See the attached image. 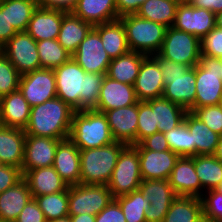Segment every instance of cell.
Here are the masks:
<instances>
[{
	"mask_svg": "<svg viewBox=\"0 0 222 222\" xmlns=\"http://www.w3.org/2000/svg\"><path fill=\"white\" fill-rule=\"evenodd\" d=\"M139 189L150 202V207L145 211L146 222H163L171 203L177 197L169 181L142 180Z\"/></svg>",
	"mask_w": 222,
	"mask_h": 222,
	"instance_id": "13",
	"label": "cell"
},
{
	"mask_svg": "<svg viewBox=\"0 0 222 222\" xmlns=\"http://www.w3.org/2000/svg\"><path fill=\"white\" fill-rule=\"evenodd\" d=\"M37 7L36 0H7V19L17 32H24Z\"/></svg>",
	"mask_w": 222,
	"mask_h": 222,
	"instance_id": "40",
	"label": "cell"
},
{
	"mask_svg": "<svg viewBox=\"0 0 222 222\" xmlns=\"http://www.w3.org/2000/svg\"><path fill=\"white\" fill-rule=\"evenodd\" d=\"M220 193H222V183L216 188Z\"/></svg>",
	"mask_w": 222,
	"mask_h": 222,
	"instance_id": "60",
	"label": "cell"
},
{
	"mask_svg": "<svg viewBox=\"0 0 222 222\" xmlns=\"http://www.w3.org/2000/svg\"><path fill=\"white\" fill-rule=\"evenodd\" d=\"M113 139L126 145H136L138 126V102L136 104L105 111Z\"/></svg>",
	"mask_w": 222,
	"mask_h": 222,
	"instance_id": "18",
	"label": "cell"
},
{
	"mask_svg": "<svg viewBox=\"0 0 222 222\" xmlns=\"http://www.w3.org/2000/svg\"><path fill=\"white\" fill-rule=\"evenodd\" d=\"M69 216L89 214L96 216L114 198L107 185L78 184L68 186Z\"/></svg>",
	"mask_w": 222,
	"mask_h": 222,
	"instance_id": "9",
	"label": "cell"
},
{
	"mask_svg": "<svg viewBox=\"0 0 222 222\" xmlns=\"http://www.w3.org/2000/svg\"><path fill=\"white\" fill-rule=\"evenodd\" d=\"M136 149H149L152 151L170 150L164 133L157 132L142 139L138 144L133 145Z\"/></svg>",
	"mask_w": 222,
	"mask_h": 222,
	"instance_id": "50",
	"label": "cell"
},
{
	"mask_svg": "<svg viewBox=\"0 0 222 222\" xmlns=\"http://www.w3.org/2000/svg\"><path fill=\"white\" fill-rule=\"evenodd\" d=\"M158 54L164 59L186 64L192 68L200 62V40L173 26L168 27Z\"/></svg>",
	"mask_w": 222,
	"mask_h": 222,
	"instance_id": "10",
	"label": "cell"
},
{
	"mask_svg": "<svg viewBox=\"0 0 222 222\" xmlns=\"http://www.w3.org/2000/svg\"><path fill=\"white\" fill-rule=\"evenodd\" d=\"M20 76L17 69L0 51V98L18 90Z\"/></svg>",
	"mask_w": 222,
	"mask_h": 222,
	"instance_id": "43",
	"label": "cell"
},
{
	"mask_svg": "<svg viewBox=\"0 0 222 222\" xmlns=\"http://www.w3.org/2000/svg\"><path fill=\"white\" fill-rule=\"evenodd\" d=\"M141 181L138 150L133 145H126L118 156L107 187L115 199L139 189Z\"/></svg>",
	"mask_w": 222,
	"mask_h": 222,
	"instance_id": "8",
	"label": "cell"
},
{
	"mask_svg": "<svg viewBox=\"0 0 222 222\" xmlns=\"http://www.w3.org/2000/svg\"><path fill=\"white\" fill-rule=\"evenodd\" d=\"M72 58L85 72L106 74L112 59L103 48L99 34L92 28Z\"/></svg>",
	"mask_w": 222,
	"mask_h": 222,
	"instance_id": "14",
	"label": "cell"
},
{
	"mask_svg": "<svg viewBox=\"0 0 222 222\" xmlns=\"http://www.w3.org/2000/svg\"><path fill=\"white\" fill-rule=\"evenodd\" d=\"M92 28L90 23L75 16L72 12H67L62 19L58 42L73 55Z\"/></svg>",
	"mask_w": 222,
	"mask_h": 222,
	"instance_id": "30",
	"label": "cell"
},
{
	"mask_svg": "<svg viewBox=\"0 0 222 222\" xmlns=\"http://www.w3.org/2000/svg\"><path fill=\"white\" fill-rule=\"evenodd\" d=\"M33 198H35L39 208L43 211L47 222L69 216L68 188L59 193L41 195Z\"/></svg>",
	"mask_w": 222,
	"mask_h": 222,
	"instance_id": "39",
	"label": "cell"
},
{
	"mask_svg": "<svg viewBox=\"0 0 222 222\" xmlns=\"http://www.w3.org/2000/svg\"><path fill=\"white\" fill-rule=\"evenodd\" d=\"M200 199L203 217L211 222H222V193L216 189L207 190Z\"/></svg>",
	"mask_w": 222,
	"mask_h": 222,
	"instance_id": "44",
	"label": "cell"
},
{
	"mask_svg": "<svg viewBox=\"0 0 222 222\" xmlns=\"http://www.w3.org/2000/svg\"><path fill=\"white\" fill-rule=\"evenodd\" d=\"M60 139L26 135L22 173L28 170L51 167L54 164Z\"/></svg>",
	"mask_w": 222,
	"mask_h": 222,
	"instance_id": "16",
	"label": "cell"
},
{
	"mask_svg": "<svg viewBox=\"0 0 222 222\" xmlns=\"http://www.w3.org/2000/svg\"><path fill=\"white\" fill-rule=\"evenodd\" d=\"M188 111L163 97L155 98V118L159 132L173 130L184 121Z\"/></svg>",
	"mask_w": 222,
	"mask_h": 222,
	"instance_id": "36",
	"label": "cell"
},
{
	"mask_svg": "<svg viewBox=\"0 0 222 222\" xmlns=\"http://www.w3.org/2000/svg\"><path fill=\"white\" fill-rule=\"evenodd\" d=\"M66 13L62 10L37 7L28 23L26 32L36 42L58 39L62 19Z\"/></svg>",
	"mask_w": 222,
	"mask_h": 222,
	"instance_id": "23",
	"label": "cell"
},
{
	"mask_svg": "<svg viewBox=\"0 0 222 222\" xmlns=\"http://www.w3.org/2000/svg\"><path fill=\"white\" fill-rule=\"evenodd\" d=\"M198 222H211V221L203 217V218H202L201 220H199Z\"/></svg>",
	"mask_w": 222,
	"mask_h": 222,
	"instance_id": "61",
	"label": "cell"
},
{
	"mask_svg": "<svg viewBox=\"0 0 222 222\" xmlns=\"http://www.w3.org/2000/svg\"><path fill=\"white\" fill-rule=\"evenodd\" d=\"M140 160V173L142 180L163 179L168 180L179 155L171 150L152 151L137 149Z\"/></svg>",
	"mask_w": 222,
	"mask_h": 222,
	"instance_id": "20",
	"label": "cell"
},
{
	"mask_svg": "<svg viewBox=\"0 0 222 222\" xmlns=\"http://www.w3.org/2000/svg\"><path fill=\"white\" fill-rule=\"evenodd\" d=\"M31 106L20 90L0 98V117L3 126L25 129L29 123Z\"/></svg>",
	"mask_w": 222,
	"mask_h": 222,
	"instance_id": "24",
	"label": "cell"
},
{
	"mask_svg": "<svg viewBox=\"0 0 222 222\" xmlns=\"http://www.w3.org/2000/svg\"><path fill=\"white\" fill-rule=\"evenodd\" d=\"M145 1L147 0H115L118 16L136 14Z\"/></svg>",
	"mask_w": 222,
	"mask_h": 222,
	"instance_id": "53",
	"label": "cell"
},
{
	"mask_svg": "<svg viewBox=\"0 0 222 222\" xmlns=\"http://www.w3.org/2000/svg\"><path fill=\"white\" fill-rule=\"evenodd\" d=\"M53 167L68 186L80 184V149L69 138L58 143Z\"/></svg>",
	"mask_w": 222,
	"mask_h": 222,
	"instance_id": "22",
	"label": "cell"
},
{
	"mask_svg": "<svg viewBox=\"0 0 222 222\" xmlns=\"http://www.w3.org/2000/svg\"><path fill=\"white\" fill-rule=\"evenodd\" d=\"M173 27L187 32L201 40L215 27V14L188 3L178 4Z\"/></svg>",
	"mask_w": 222,
	"mask_h": 222,
	"instance_id": "15",
	"label": "cell"
},
{
	"mask_svg": "<svg viewBox=\"0 0 222 222\" xmlns=\"http://www.w3.org/2000/svg\"><path fill=\"white\" fill-rule=\"evenodd\" d=\"M75 110L58 97L31 107L30 119L24 129L26 135L69 138Z\"/></svg>",
	"mask_w": 222,
	"mask_h": 222,
	"instance_id": "2",
	"label": "cell"
},
{
	"mask_svg": "<svg viewBox=\"0 0 222 222\" xmlns=\"http://www.w3.org/2000/svg\"><path fill=\"white\" fill-rule=\"evenodd\" d=\"M133 87L138 101L162 97L165 87L163 75L159 62L153 56L142 61Z\"/></svg>",
	"mask_w": 222,
	"mask_h": 222,
	"instance_id": "17",
	"label": "cell"
},
{
	"mask_svg": "<svg viewBox=\"0 0 222 222\" xmlns=\"http://www.w3.org/2000/svg\"><path fill=\"white\" fill-rule=\"evenodd\" d=\"M222 58L200 56L196 65V97L195 104L188 110L219 105L222 99L221 79Z\"/></svg>",
	"mask_w": 222,
	"mask_h": 222,
	"instance_id": "7",
	"label": "cell"
},
{
	"mask_svg": "<svg viewBox=\"0 0 222 222\" xmlns=\"http://www.w3.org/2000/svg\"><path fill=\"white\" fill-rule=\"evenodd\" d=\"M38 7L72 12L78 0H36Z\"/></svg>",
	"mask_w": 222,
	"mask_h": 222,
	"instance_id": "52",
	"label": "cell"
},
{
	"mask_svg": "<svg viewBox=\"0 0 222 222\" xmlns=\"http://www.w3.org/2000/svg\"><path fill=\"white\" fill-rule=\"evenodd\" d=\"M53 71L58 98L75 111L92 110L97 107L106 74L85 72L73 58Z\"/></svg>",
	"mask_w": 222,
	"mask_h": 222,
	"instance_id": "1",
	"label": "cell"
},
{
	"mask_svg": "<svg viewBox=\"0 0 222 222\" xmlns=\"http://www.w3.org/2000/svg\"><path fill=\"white\" fill-rule=\"evenodd\" d=\"M23 179L27 182L32 197L55 194L68 188L53 166L28 170L23 174Z\"/></svg>",
	"mask_w": 222,
	"mask_h": 222,
	"instance_id": "25",
	"label": "cell"
},
{
	"mask_svg": "<svg viewBox=\"0 0 222 222\" xmlns=\"http://www.w3.org/2000/svg\"><path fill=\"white\" fill-rule=\"evenodd\" d=\"M192 113L213 132L222 136V110L219 105L196 108Z\"/></svg>",
	"mask_w": 222,
	"mask_h": 222,
	"instance_id": "45",
	"label": "cell"
},
{
	"mask_svg": "<svg viewBox=\"0 0 222 222\" xmlns=\"http://www.w3.org/2000/svg\"><path fill=\"white\" fill-rule=\"evenodd\" d=\"M159 132L155 118V99L138 101L136 144L149 135Z\"/></svg>",
	"mask_w": 222,
	"mask_h": 222,
	"instance_id": "42",
	"label": "cell"
},
{
	"mask_svg": "<svg viewBox=\"0 0 222 222\" xmlns=\"http://www.w3.org/2000/svg\"><path fill=\"white\" fill-rule=\"evenodd\" d=\"M0 51L20 75L40 69L37 42L26 32H17Z\"/></svg>",
	"mask_w": 222,
	"mask_h": 222,
	"instance_id": "11",
	"label": "cell"
},
{
	"mask_svg": "<svg viewBox=\"0 0 222 222\" xmlns=\"http://www.w3.org/2000/svg\"><path fill=\"white\" fill-rule=\"evenodd\" d=\"M18 89L31 107L57 97L53 69L41 68L21 75Z\"/></svg>",
	"mask_w": 222,
	"mask_h": 222,
	"instance_id": "12",
	"label": "cell"
},
{
	"mask_svg": "<svg viewBox=\"0 0 222 222\" xmlns=\"http://www.w3.org/2000/svg\"><path fill=\"white\" fill-rule=\"evenodd\" d=\"M70 220L71 222H95V216L85 213L70 216Z\"/></svg>",
	"mask_w": 222,
	"mask_h": 222,
	"instance_id": "55",
	"label": "cell"
},
{
	"mask_svg": "<svg viewBox=\"0 0 222 222\" xmlns=\"http://www.w3.org/2000/svg\"><path fill=\"white\" fill-rule=\"evenodd\" d=\"M93 29L99 34L103 48L111 59L117 58L130 51L125 27L120 19L95 25Z\"/></svg>",
	"mask_w": 222,
	"mask_h": 222,
	"instance_id": "29",
	"label": "cell"
},
{
	"mask_svg": "<svg viewBox=\"0 0 222 222\" xmlns=\"http://www.w3.org/2000/svg\"><path fill=\"white\" fill-rule=\"evenodd\" d=\"M23 179L21 168L12 165L0 167V193L13 187Z\"/></svg>",
	"mask_w": 222,
	"mask_h": 222,
	"instance_id": "47",
	"label": "cell"
},
{
	"mask_svg": "<svg viewBox=\"0 0 222 222\" xmlns=\"http://www.w3.org/2000/svg\"><path fill=\"white\" fill-rule=\"evenodd\" d=\"M215 26L222 29V11L215 14Z\"/></svg>",
	"mask_w": 222,
	"mask_h": 222,
	"instance_id": "57",
	"label": "cell"
},
{
	"mask_svg": "<svg viewBox=\"0 0 222 222\" xmlns=\"http://www.w3.org/2000/svg\"><path fill=\"white\" fill-rule=\"evenodd\" d=\"M14 222H47L35 198L29 200Z\"/></svg>",
	"mask_w": 222,
	"mask_h": 222,
	"instance_id": "48",
	"label": "cell"
},
{
	"mask_svg": "<svg viewBox=\"0 0 222 222\" xmlns=\"http://www.w3.org/2000/svg\"><path fill=\"white\" fill-rule=\"evenodd\" d=\"M69 139L80 150L103 147L115 142L106 115L94 109L74 112Z\"/></svg>",
	"mask_w": 222,
	"mask_h": 222,
	"instance_id": "4",
	"label": "cell"
},
{
	"mask_svg": "<svg viewBox=\"0 0 222 222\" xmlns=\"http://www.w3.org/2000/svg\"><path fill=\"white\" fill-rule=\"evenodd\" d=\"M202 218L200 198L177 196L171 203L163 222H198Z\"/></svg>",
	"mask_w": 222,
	"mask_h": 222,
	"instance_id": "33",
	"label": "cell"
},
{
	"mask_svg": "<svg viewBox=\"0 0 222 222\" xmlns=\"http://www.w3.org/2000/svg\"><path fill=\"white\" fill-rule=\"evenodd\" d=\"M146 57L145 54L129 51L114 58L108 66L106 76L124 84L134 85L141 63Z\"/></svg>",
	"mask_w": 222,
	"mask_h": 222,
	"instance_id": "32",
	"label": "cell"
},
{
	"mask_svg": "<svg viewBox=\"0 0 222 222\" xmlns=\"http://www.w3.org/2000/svg\"><path fill=\"white\" fill-rule=\"evenodd\" d=\"M115 200L119 203L126 222H146L145 211L150 207V202L140 189Z\"/></svg>",
	"mask_w": 222,
	"mask_h": 222,
	"instance_id": "38",
	"label": "cell"
},
{
	"mask_svg": "<svg viewBox=\"0 0 222 222\" xmlns=\"http://www.w3.org/2000/svg\"><path fill=\"white\" fill-rule=\"evenodd\" d=\"M26 134L23 129L0 127V159L4 165L22 169Z\"/></svg>",
	"mask_w": 222,
	"mask_h": 222,
	"instance_id": "27",
	"label": "cell"
},
{
	"mask_svg": "<svg viewBox=\"0 0 222 222\" xmlns=\"http://www.w3.org/2000/svg\"><path fill=\"white\" fill-rule=\"evenodd\" d=\"M72 13L92 26L119 19L115 0H78Z\"/></svg>",
	"mask_w": 222,
	"mask_h": 222,
	"instance_id": "26",
	"label": "cell"
},
{
	"mask_svg": "<svg viewBox=\"0 0 222 222\" xmlns=\"http://www.w3.org/2000/svg\"><path fill=\"white\" fill-rule=\"evenodd\" d=\"M32 198L28 184L24 179L0 193V221L14 222Z\"/></svg>",
	"mask_w": 222,
	"mask_h": 222,
	"instance_id": "28",
	"label": "cell"
},
{
	"mask_svg": "<svg viewBox=\"0 0 222 222\" xmlns=\"http://www.w3.org/2000/svg\"><path fill=\"white\" fill-rule=\"evenodd\" d=\"M159 62L163 75L164 91L162 97L184 107L187 111L195 104L196 65L176 63L153 55Z\"/></svg>",
	"mask_w": 222,
	"mask_h": 222,
	"instance_id": "3",
	"label": "cell"
},
{
	"mask_svg": "<svg viewBox=\"0 0 222 222\" xmlns=\"http://www.w3.org/2000/svg\"><path fill=\"white\" fill-rule=\"evenodd\" d=\"M95 222H126V219L119 203L113 199L95 216Z\"/></svg>",
	"mask_w": 222,
	"mask_h": 222,
	"instance_id": "49",
	"label": "cell"
},
{
	"mask_svg": "<svg viewBox=\"0 0 222 222\" xmlns=\"http://www.w3.org/2000/svg\"><path fill=\"white\" fill-rule=\"evenodd\" d=\"M168 181L177 196L200 198L203 195L204 190L194 166V156L179 157Z\"/></svg>",
	"mask_w": 222,
	"mask_h": 222,
	"instance_id": "19",
	"label": "cell"
},
{
	"mask_svg": "<svg viewBox=\"0 0 222 222\" xmlns=\"http://www.w3.org/2000/svg\"><path fill=\"white\" fill-rule=\"evenodd\" d=\"M177 3L172 0H147L136 14L144 19L172 27L175 22Z\"/></svg>",
	"mask_w": 222,
	"mask_h": 222,
	"instance_id": "35",
	"label": "cell"
},
{
	"mask_svg": "<svg viewBox=\"0 0 222 222\" xmlns=\"http://www.w3.org/2000/svg\"><path fill=\"white\" fill-rule=\"evenodd\" d=\"M172 1L176 2L177 4H184L188 2V0H172Z\"/></svg>",
	"mask_w": 222,
	"mask_h": 222,
	"instance_id": "59",
	"label": "cell"
},
{
	"mask_svg": "<svg viewBox=\"0 0 222 222\" xmlns=\"http://www.w3.org/2000/svg\"><path fill=\"white\" fill-rule=\"evenodd\" d=\"M189 5L195 8H203L216 14L222 11V0H188Z\"/></svg>",
	"mask_w": 222,
	"mask_h": 222,
	"instance_id": "54",
	"label": "cell"
},
{
	"mask_svg": "<svg viewBox=\"0 0 222 222\" xmlns=\"http://www.w3.org/2000/svg\"><path fill=\"white\" fill-rule=\"evenodd\" d=\"M194 166L203 190L216 189L222 183V161L214 155H195Z\"/></svg>",
	"mask_w": 222,
	"mask_h": 222,
	"instance_id": "34",
	"label": "cell"
},
{
	"mask_svg": "<svg viewBox=\"0 0 222 222\" xmlns=\"http://www.w3.org/2000/svg\"><path fill=\"white\" fill-rule=\"evenodd\" d=\"M17 31L7 19V0L0 1V48L4 46Z\"/></svg>",
	"mask_w": 222,
	"mask_h": 222,
	"instance_id": "51",
	"label": "cell"
},
{
	"mask_svg": "<svg viewBox=\"0 0 222 222\" xmlns=\"http://www.w3.org/2000/svg\"><path fill=\"white\" fill-rule=\"evenodd\" d=\"M122 21L130 51L147 56L158 54L165 38L167 27L139 17L137 14H127L119 17Z\"/></svg>",
	"mask_w": 222,
	"mask_h": 222,
	"instance_id": "6",
	"label": "cell"
},
{
	"mask_svg": "<svg viewBox=\"0 0 222 222\" xmlns=\"http://www.w3.org/2000/svg\"><path fill=\"white\" fill-rule=\"evenodd\" d=\"M213 155H214L217 159H219V160L222 161V136H221V138H220V140H219V143H218L217 146H216V149H215Z\"/></svg>",
	"mask_w": 222,
	"mask_h": 222,
	"instance_id": "56",
	"label": "cell"
},
{
	"mask_svg": "<svg viewBox=\"0 0 222 222\" xmlns=\"http://www.w3.org/2000/svg\"><path fill=\"white\" fill-rule=\"evenodd\" d=\"M37 50L40 69H55L72 58V55L59 44L58 39L37 41Z\"/></svg>",
	"mask_w": 222,
	"mask_h": 222,
	"instance_id": "37",
	"label": "cell"
},
{
	"mask_svg": "<svg viewBox=\"0 0 222 222\" xmlns=\"http://www.w3.org/2000/svg\"><path fill=\"white\" fill-rule=\"evenodd\" d=\"M48 222H71V220H70V216H66L64 218H59V219L51 220Z\"/></svg>",
	"mask_w": 222,
	"mask_h": 222,
	"instance_id": "58",
	"label": "cell"
},
{
	"mask_svg": "<svg viewBox=\"0 0 222 222\" xmlns=\"http://www.w3.org/2000/svg\"><path fill=\"white\" fill-rule=\"evenodd\" d=\"M201 56L222 58V29L214 27L200 40Z\"/></svg>",
	"mask_w": 222,
	"mask_h": 222,
	"instance_id": "46",
	"label": "cell"
},
{
	"mask_svg": "<svg viewBox=\"0 0 222 222\" xmlns=\"http://www.w3.org/2000/svg\"><path fill=\"white\" fill-rule=\"evenodd\" d=\"M184 121L191 133L192 144H195V155H213L220 135L213 132L192 112H187Z\"/></svg>",
	"mask_w": 222,
	"mask_h": 222,
	"instance_id": "31",
	"label": "cell"
},
{
	"mask_svg": "<svg viewBox=\"0 0 222 222\" xmlns=\"http://www.w3.org/2000/svg\"><path fill=\"white\" fill-rule=\"evenodd\" d=\"M3 165H4V163L0 159V167H2Z\"/></svg>",
	"mask_w": 222,
	"mask_h": 222,
	"instance_id": "63",
	"label": "cell"
},
{
	"mask_svg": "<svg viewBox=\"0 0 222 222\" xmlns=\"http://www.w3.org/2000/svg\"><path fill=\"white\" fill-rule=\"evenodd\" d=\"M125 146L115 141L103 147L80 150V184L107 185Z\"/></svg>",
	"mask_w": 222,
	"mask_h": 222,
	"instance_id": "5",
	"label": "cell"
},
{
	"mask_svg": "<svg viewBox=\"0 0 222 222\" xmlns=\"http://www.w3.org/2000/svg\"><path fill=\"white\" fill-rule=\"evenodd\" d=\"M219 106H220V108H221V110H222V99H221V101H220V103H219Z\"/></svg>",
	"mask_w": 222,
	"mask_h": 222,
	"instance_id": "62",
	"label": "cell"
},
{
	"mask_svg": "<svg viewBox=\"0 0 222 222\" xmlns=\"http://www.w3.org/2000/svg\"><path fill=\"white\" fill-rule=\"evenodd\" d=\"M171 151L182 156H195V144H192L191 133L183 121L171 131L164 133Z\"/></svg>",
	"mask_w": 222,
	"mask_h": 222,
	"instance_id": "41",
	"label": "cell"
},
{
	"mask_svg": "<svg viewBox=\"0 0 222 222\" xmlns=\"http://www.w3.org/2000/svg\"><path fill=\"white\" fill-rule=\"evenodd\" d=\"M138 102L133 85L124 84L105 75L100 89L96 111L104 113Z\"/></svg>",
	"mask_w": 222,
	"mask_h": 222,
	"instance_id": "21",
	"label": "cell"
}]
</instances>
